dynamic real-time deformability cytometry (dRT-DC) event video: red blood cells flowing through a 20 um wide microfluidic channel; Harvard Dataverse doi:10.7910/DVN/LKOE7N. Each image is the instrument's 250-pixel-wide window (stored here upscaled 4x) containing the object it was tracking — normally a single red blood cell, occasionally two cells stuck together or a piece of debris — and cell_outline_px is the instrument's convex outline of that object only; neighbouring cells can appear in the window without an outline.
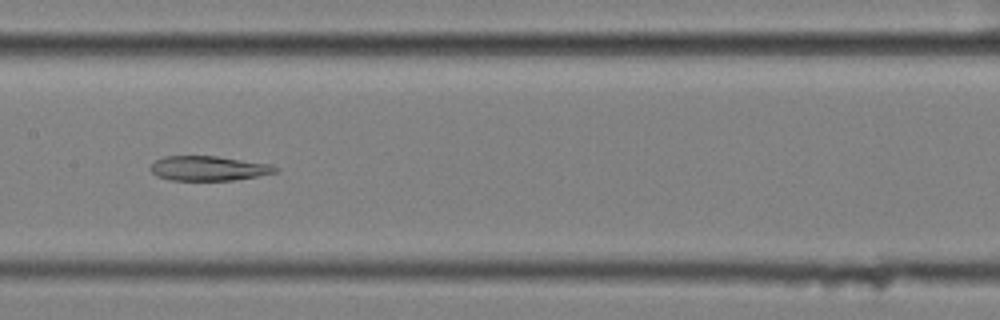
{"species": "common noctule bat (a hibernating species)", "species_latin": "Nyctalus noctula", "temperature_condition": "cold", "stored_images_in_passage": 57, "segment_of_instrument_passage": [2, 2], "camera_frame_rate_fps": 3000, "um_per_image_px": 0.085, "animal": {"sex": "female", "body_mass_g": 25.1}, "frame": {"image": 1, "passage_image": 28, "time_ms": 9.0, "image_size_px": [1000, 320], "cell_outline_px": [[280, 168], [276, 172], [256, 176], [232, 180], [172, 180], [156, 176], [148, 168], [156, 160], [164, 156], [216, 156], [272, 164]], "centroid_in_image_um": [17.72, 14.3], "position_along_channel_um": 189.7, "area_um2": 17.92}}
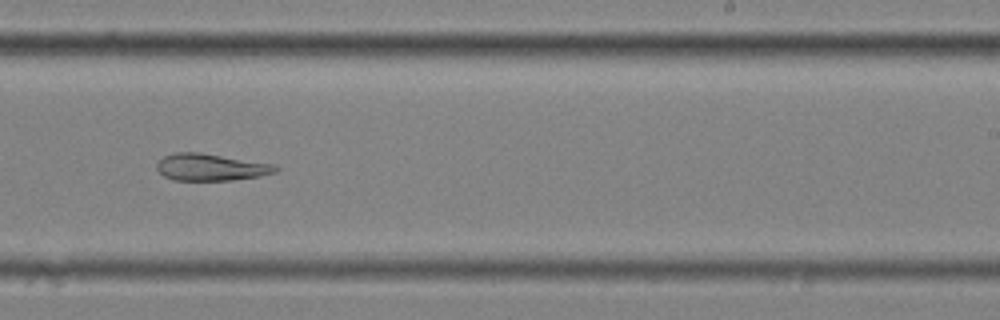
{"frame": {"image": 2, "passage_image": 35, "time_ms": 11.333, "image_size_px": [1000, 320], "cell_outline_px": [[280, 168], [276, 172], [260, 176], [232, 180], [172, 180], [164, 176], [156, 168], [156, 164], [164, 156], [176, 152], [200, 152], [272, 164]], "centroid_in_image_um": [17.9, 14.21], "position_along_channel_um": 271.1, "area_um2": 18.55}}
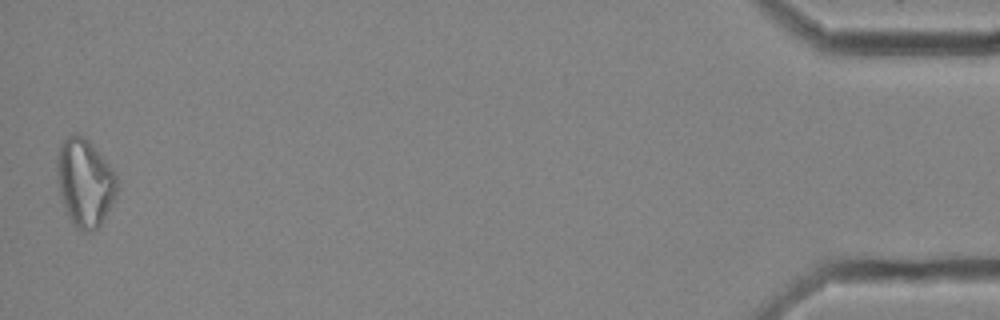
{"frame": {"image": 3, "passage_image": 56, "time_ms": 18.333, "image_size_px": [1000, 320], "cell_outline_px": [[120, 184], [100, 224], [92, 232], [84, 232], [76, 228], [72, 224], [60, 200], [56, 172], [56, 156], [60, 140], [76, 132], [88, 140], [112, 168]], "centroid_in_image_um": [7.16, 15.49], "position_along_channel_um": 428.0, "area_um2": 30.98}}